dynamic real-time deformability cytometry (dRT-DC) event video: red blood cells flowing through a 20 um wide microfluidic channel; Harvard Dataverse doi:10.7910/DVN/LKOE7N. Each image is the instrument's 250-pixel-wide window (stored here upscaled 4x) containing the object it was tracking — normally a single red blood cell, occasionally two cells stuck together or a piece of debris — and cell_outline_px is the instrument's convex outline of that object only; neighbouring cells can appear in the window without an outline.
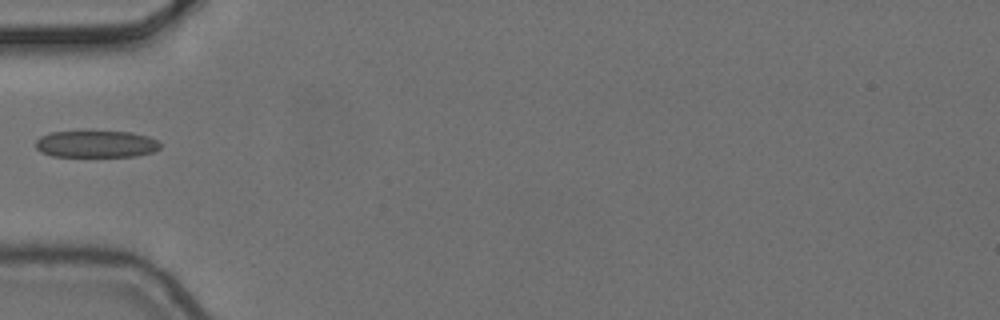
{"species": "common noctule bat (a hibernating species)", "species_latin": "Nyctalus noctula", "temperature_condition": "cold", "stored_images_in_passage": 2, "camera_frame_rate_fps": 3000, "um_per_image_px": 0.085, "animal": {"sex": "female", "body_mass_g": 24.6, "forearm_length_mm": 56.2}, "frame": {"image": 1, "passage_image": 1, "time_ms": 0.0, "image_size_px": [1000, 320], "cell_outline_px": [[160, 148], [152, 152], [136, 156], [52, 156], [40, 152], [36, 148], [36, 140], [40, 136], [52, 132], [132, 132], [148, 136], [156, 140], [160, 144]], "centroid_in_image_um": [8.16, 12.25], "position_along_channel_um": 76.8, "area_um2": 19.36}}
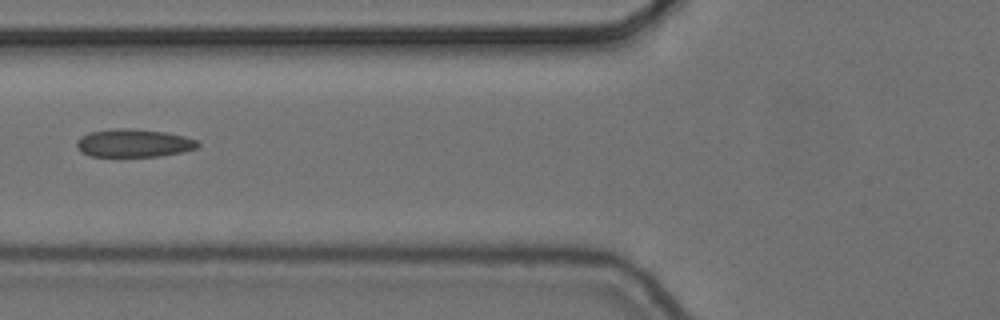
{"frame": {"image": 2, "passage_image": 2, "time_ms": 0.333, "image_size_px": [1000, 320], "cell_outline_px": [[200, 144], [196, 148], [184, 152], [156, 156], [92, 156], [80, 152], [76, 144], [76, 140], [80, 136], [88, 132], [112, 128], [132, 128], [164, 132], [184, 136], [196, 140]], "centroid_in_image_um": [11.33, 12.15], "position_along_channel_um": 114.5, "area_um2": 19.88}}